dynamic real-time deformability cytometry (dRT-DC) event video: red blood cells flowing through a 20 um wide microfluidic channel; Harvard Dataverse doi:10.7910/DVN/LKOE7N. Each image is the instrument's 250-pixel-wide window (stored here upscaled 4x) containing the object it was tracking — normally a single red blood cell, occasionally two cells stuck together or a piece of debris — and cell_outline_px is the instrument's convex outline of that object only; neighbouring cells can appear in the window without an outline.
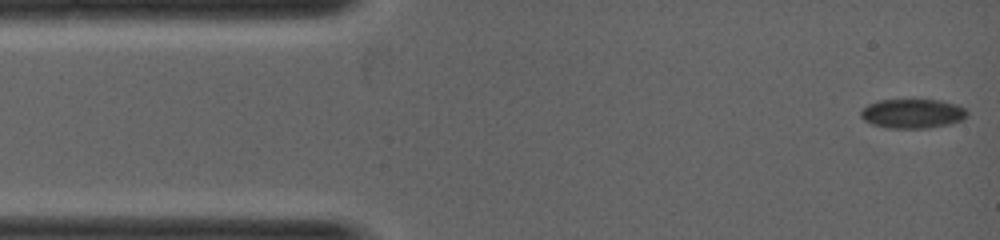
{"species": "common noctule bat (a hibernating species)", "species_latin": "Nyctalus noctula", "temperature_condition": "warm", "stored_images_in_passage": 9, "camera_frame_rate_fps": 5000, "um_per_image_px": 0.085, "animal": {"sex": "female", "body_mass_g": 19.0, "forearm_length_mm": 53.3}, "frame": {"image": 1, "passage_image": 1, "time_ms": 0.0, "image_size_px": [1000, 240], "cell_outline_px": [[968, 116], [964, 120], [948, 124], [928, 128], [888, 128], [872, 124], [864, 120], [860, 116], [860, 112], [868, 104], [880, 100], [940, 100], [956, 104], [964, 108], [968, 112]], "centroid_in_image_um": [77.59, 9.66], "position_along_channel_um": 7.4, "area_um2": 18.21}}